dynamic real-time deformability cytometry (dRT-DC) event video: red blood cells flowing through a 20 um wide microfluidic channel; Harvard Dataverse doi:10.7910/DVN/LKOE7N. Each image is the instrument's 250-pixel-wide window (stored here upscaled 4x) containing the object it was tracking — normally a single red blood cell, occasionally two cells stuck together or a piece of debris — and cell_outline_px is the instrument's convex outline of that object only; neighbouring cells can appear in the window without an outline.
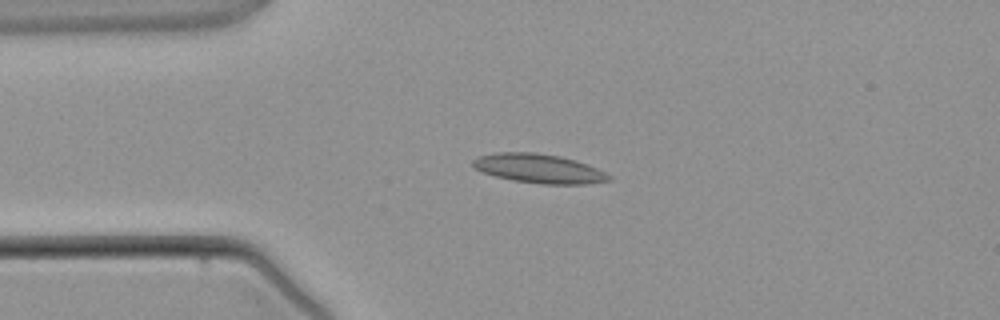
{"species": "common noctule bat (a hibernating species)", "species_latin": "Nyctalus noctula", "temperature_condition": "warm", "stored_images_in_passage": 3, "camera_frame_rate_fps": 3000, "um_per_image_px": 0.085, "animal": {"sex": "male", "body_mass_g": 21.5, "forearm_length_mm": 52.0}, "frame": {"image": 1, "passage_image": 2, "time_ms": 2.333, "image_size_px": [1000, 320], "cell_outline_px": [[612, 180], [588, 184], [540, 184], [512, 180], [496, 176], [472, 168], [472, 160], [480, 156], [496, 152], [536, 152], [560, 156], [596, 168], [612, 176]], "centroid_in_image_um": [45.78, 14.33], "position_along_channel_um": 39.2, "area_um2": 23.0}}